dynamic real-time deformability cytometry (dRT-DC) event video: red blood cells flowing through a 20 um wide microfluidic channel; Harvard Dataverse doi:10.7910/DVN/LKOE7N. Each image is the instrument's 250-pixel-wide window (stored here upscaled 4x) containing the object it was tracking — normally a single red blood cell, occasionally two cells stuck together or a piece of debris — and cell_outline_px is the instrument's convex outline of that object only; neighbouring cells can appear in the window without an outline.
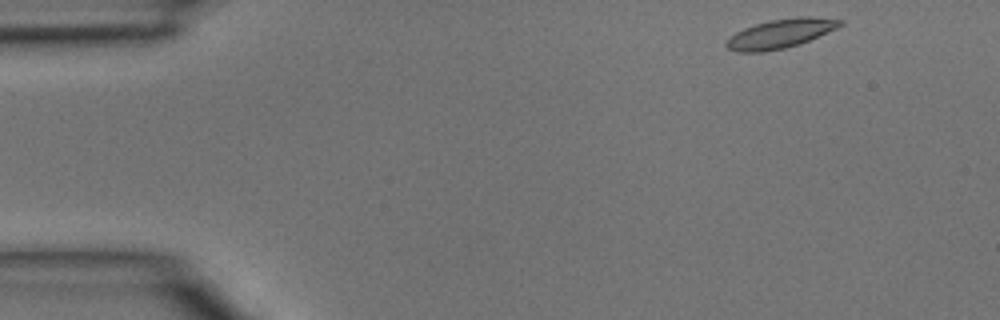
{"species": "common noctule bat (a hibernating species)", "species_latin": "Nyctalus noctula", "temperature_condition": "room temperature", "stored_images_in_passage": 41, "camera_frame_rate_fps": 3000, "um_per_image_px": 0.085, "animal": {"sex": "male", "body_mass_g": 15.6}, "frame": {"image": 1, "passage_image": 1, "time_ms": 0.0, "image_size_px": [1000, 320], "cell_outline_px": [[844, 24], [836, 28], [808, 40], [784, 48], [764, 52], [736, 52], [728, 48], [724, 44], [736, 32], [744, 28], [756, 24], [772, 20], [800, 16], [812, 16], [844, 20]], "centroid_in_image_um": [66.34, 2.85], "position_along_channel_um": 18.7, "area_um2": 18.96}}
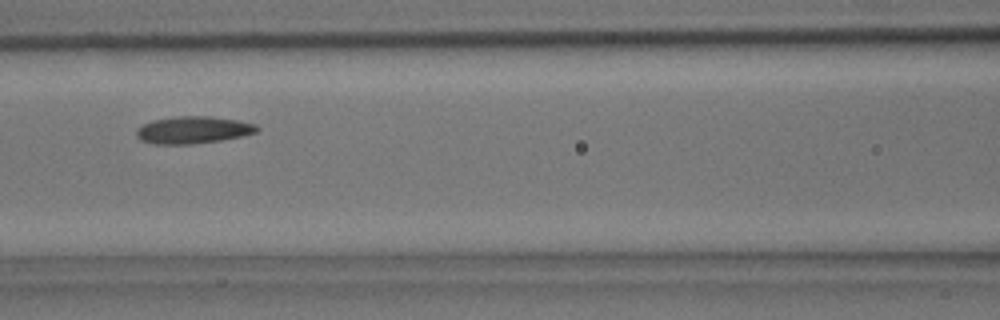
{"frame": {"image": 2, "passage_image": 16, "time_ms": 5.0, "image_size_px": [1000, 320], "cell_outline_px": [[260, 128], [256, 132], [244, 136], [220, 140], [192, 144], [152, 144], [140, 140], [136, 136], [136, 128], [152, 120], [176, 116], [208, 116], [236, 120], [256, 124]], "centroid_in_image_um": [16.39, 11.05], "position_along_channel_um": 150.2, "area_um2": 19.19}}
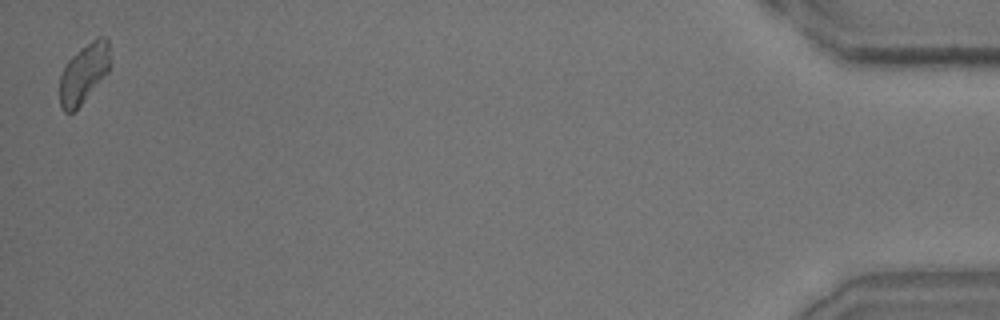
{"frame": {"image": 3, "passage_image": 41, "time_ms": 13.333, "image_size_px": [1000, 320], "cell_outline_px": [[108, 72], [80, 104], [72, 112], [64, 112], [60, 104], [60, 76], [68, 60], [72, 56], [92, 40], [100, 36], [108, 36]], "centroid_in_image_um": [7.11, 6.22], "position_along_channel_um": 428.1, "area_um2": 16.82}}